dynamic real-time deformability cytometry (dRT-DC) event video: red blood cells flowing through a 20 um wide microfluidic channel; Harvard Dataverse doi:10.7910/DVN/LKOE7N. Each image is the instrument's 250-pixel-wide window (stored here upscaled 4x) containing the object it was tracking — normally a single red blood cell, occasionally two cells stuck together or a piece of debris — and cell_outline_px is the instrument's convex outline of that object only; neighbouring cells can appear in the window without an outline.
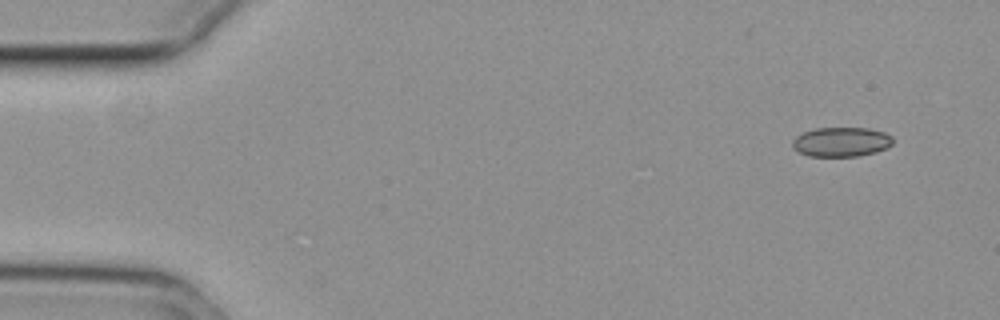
{"species": "common noctule bat (a hibernating species)", "species_latin": "Nyctalus noctula", "temperature_condition": "cold", "stored_images_in_passage": 52, "camera_frame_rate_fps": 3000, "um_per_image_px": 0.085, "animal": {"sex": "female", "body_mass_g": 29.2, "forearm_length_mm": 56.3}, "frame": {"image": 1, "passage_image": 1, "time_ms": 0.0, "image_size_px": [1000, 320], "cell_outline_px": [[892, 144], [888, 148], [876, 152], [860, 156], [808, 156], [792, 148], [792, 140], [796, 136], [804, 132], [816, 128], [868, 128], [884, 132], [892, 136]], "centroid_in_image_um": [71.52, 12.06], "position_along_channel_um": 13.5, "area_um2": 17.34}}
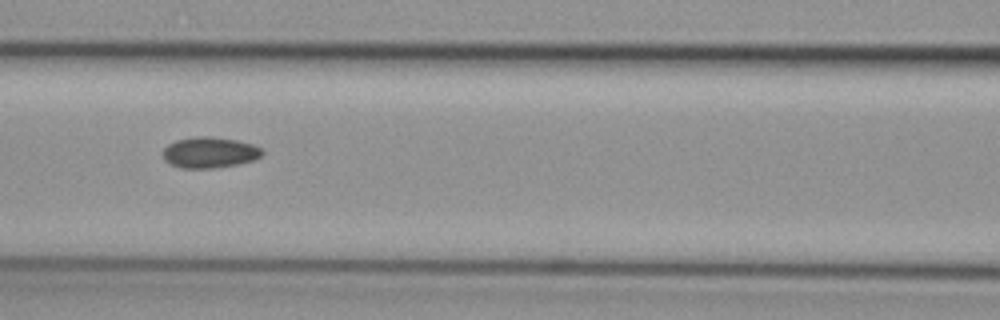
{"frame": {"image": 2, "passage_image": 21, "time_ms": 6.667, "image_size_px": [1000, 320], "cell_outline_px": [[264, 152], [260, 156], [252, 160], [236, 164], [216, 168], [180, 168], [168, 164], [164, 160], [160, 152], [168, 144], [176, 140], [196, 136], [212, 136], [236, 140], [252, 144], [260, 148]], "centroid_in_image_um": [17.74, 12.96], "position_along_channel_um": 148.9, "area_um2": 18.03}}
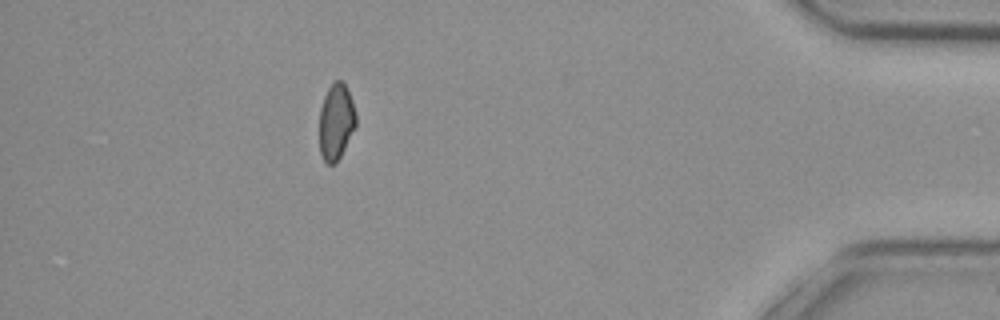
{"frame": {"image": 3, "passage_image": 46, "time_ms": 15.0, "image_size_px": [1000, 320], "cell_outline_px": [[356, 128], [336, 164], [328, 164], [324, 160], [320, 152], [320, 108], [324, 96], [328, 88], [336, 80], [340, 80], [344, 84], [352, 100], [356, 112]], "centroid_in_image_um": [28.58, 10.37], "position_along_channel_um": 406.6, "area_um2": 16.24}, "authors_computed_cell_mechanics": {"area_um2": 17.5423, "velocity_mm_per_s": 3.751, "shape_relaxation_time_tau1_ms": 8.2658, "shape_relaxation_time_tau2_ms": 7.5491, "deformation_change_tau1": 0.0836, "deformation_change_tau2": 0.1066}}